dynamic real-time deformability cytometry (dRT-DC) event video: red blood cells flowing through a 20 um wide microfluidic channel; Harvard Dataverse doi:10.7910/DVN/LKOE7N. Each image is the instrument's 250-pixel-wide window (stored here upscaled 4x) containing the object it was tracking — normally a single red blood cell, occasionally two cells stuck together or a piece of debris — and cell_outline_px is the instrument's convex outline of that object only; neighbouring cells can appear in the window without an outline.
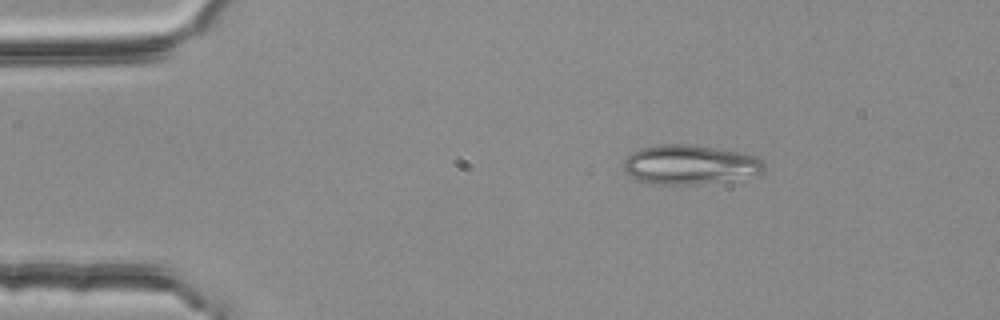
{"species": "common noctule bat (a hibernating species)", "species_latin": "Nyctalus noctula", "temperature_condition": "room temperature", "stored_images_in_passage": 2, "camera_frame_rate_fps": 3000, "um_per_image_px": 0.085, "animal": {"sex": "female", "body_mass_g": 25.1}, "frame": {"image": 1, "passage_image": 1, "time_ms": 0.0, "image_size_px": [1000, 320], "cell_outline_px": [[764, 168], [760, 172], [692, 184], [652, 184], [636, 180], [624, 168], [624, 160], [632, 152], [640, 148], [660, 144], [692, 144], [744, 152], [756, 156], [764, 164]], "centroid_in_image_um": [58.54, 13.94], "position_along_channel_um": 26.5, "area_um2": 31.39}}